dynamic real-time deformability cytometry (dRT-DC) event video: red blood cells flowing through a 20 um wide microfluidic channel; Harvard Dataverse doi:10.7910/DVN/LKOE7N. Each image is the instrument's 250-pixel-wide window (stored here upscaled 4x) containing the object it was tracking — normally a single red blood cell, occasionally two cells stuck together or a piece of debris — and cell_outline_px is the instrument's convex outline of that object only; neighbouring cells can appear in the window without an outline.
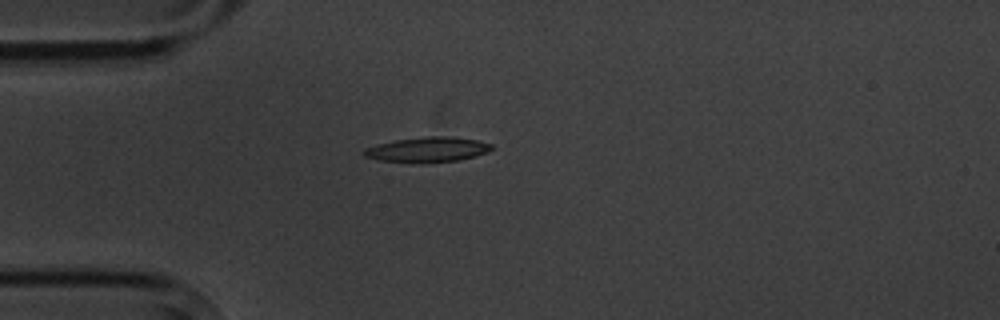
{"species": "common noctule bat (a hibernating species)", "species_latin": "Nyctalus noctula", "temperature_condition": "cold", "stored_images_in_passage": 4, "camera_frame_rate_fps": 3000, "um_per_image_px": 0.085, "animal": {"sex": "male", "body_mass_g": 20.1, "forearm_length_mm": 53.5}, "frame": {"image": 1, "passage_image": 4, "time_ms": 4.333, "image_size_px": [1000, 320], "cell_outline_px": [[492, 148], [488, 152], [476, 156], [456, 160], [424, 164], [412, 164], [380, 160], [364, 156], [360, 152], [364, 148], [376, 144], [396, 140], [428, 136], [448, 136], [476, 140], [492, 144]], "centroid_in_image_um": [36.28, 12.74], "position_along_channel_um": 48.7, "area_um2": 18.96}}